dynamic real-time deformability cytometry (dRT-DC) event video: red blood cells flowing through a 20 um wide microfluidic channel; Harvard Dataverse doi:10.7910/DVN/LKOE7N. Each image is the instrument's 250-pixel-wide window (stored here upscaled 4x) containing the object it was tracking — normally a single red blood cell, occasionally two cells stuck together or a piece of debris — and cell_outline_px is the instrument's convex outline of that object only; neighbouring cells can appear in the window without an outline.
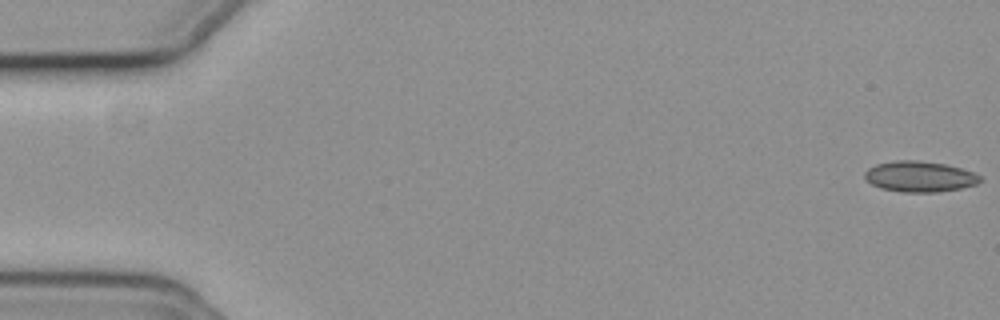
{"species": "common noctule bat (a hibernating species)", "species_latin": "Nyctalus noctula", "temperature_condition": "cold", "stored_images_in_passage": 41, "camera_frame_rate_fps": 3000, "um_per_image_px": 0.085, "animal": {"sex": "female", "body_mass_g": 19.3, "forearm_length_mm": 54.1}, "frame": {"image": 1, "passage_image": 1, "time_ms": 0.0, "image_size_px": [1000, 320], "cell_outline_px": [[984, 180], [976, 184], [960, 188], [940, 192], [900, 192], [880, 188], [872, 184], [864, 176], [864, 172], [868, 168], [876, 164], [896, 160], [916, 160], [944, 164], [960, 168], [972, 172], [980, 176]], "centroid_in_image_um": [78.16, 15.01], "position_along_channel_um": 6.8, "area_um2": 20.63}}
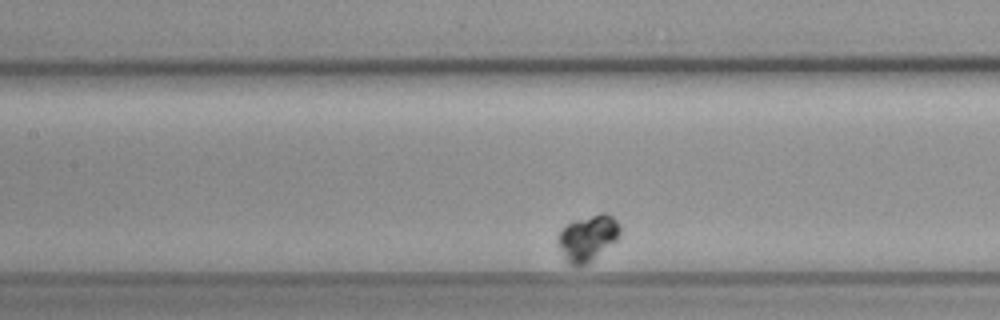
{"frame": {"image": 2, "passage_image": 19, "time_ms": 6.0, "image_size_px": [1000, 320], "cell_outline_px": [[620, 236], [616, 240], [588, 264], [568, 264], [560, 248], [556, 236], [572, 220], [600, 212], [604, 212], [612, 216], [620, 224]], "centroid_in_image_um": [49.98, 20.19], "position_along_channel_um": 157.4, "area_um2": 16.53}}
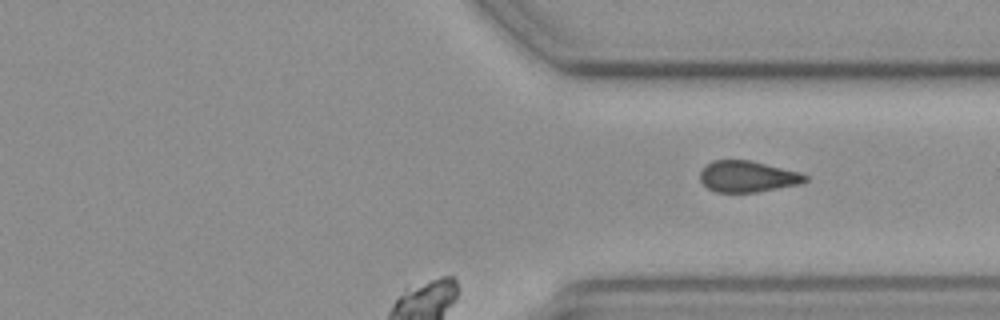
{"frame": {"image": 3, "passage_image": 41, "time_ms": 13.333, "image_size_px": [1000, 320], "cell_outline_px": [[808, 180], [800, 184], [756, 192], [716, 192], [708, 188], [700, 180], [700, 172], [704, 164], [712, 160], [748, 160], [800, 172], [808, 176]], "centroid_in_image_um": [63.52, 15.0], "position_along_channel_um": 347.9, "area_um2": 19.13}}